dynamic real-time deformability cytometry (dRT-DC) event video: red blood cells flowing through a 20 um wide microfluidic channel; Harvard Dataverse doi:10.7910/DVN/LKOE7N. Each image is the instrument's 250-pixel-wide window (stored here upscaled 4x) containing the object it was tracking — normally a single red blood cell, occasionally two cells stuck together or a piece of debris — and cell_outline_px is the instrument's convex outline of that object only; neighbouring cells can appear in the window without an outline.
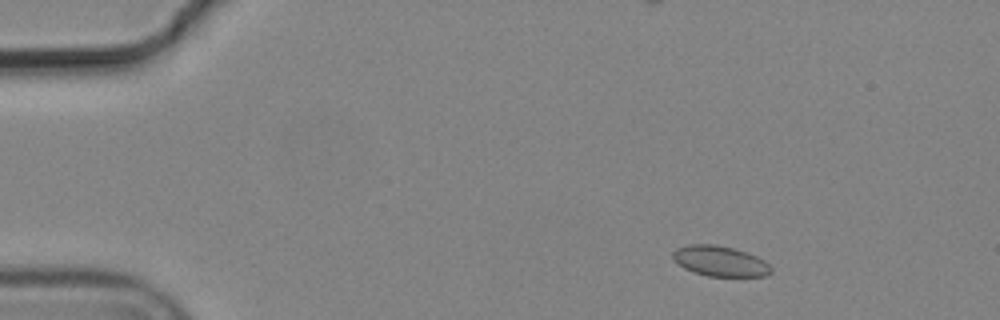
{"species": "common noctule bat (a hibernating species)", "species_latin": "Nyctalus noctula", "temperature_condition": "cold", "stored_images_in_passage": 7, "camera_frame_rate_fps": 3000, "um_per_image_px": 0.085, "animal": {"sex": "male", "body_mass_g": 19.2, "forearm_length_mm": 51.8}, "frame": {"image": 1, "passage_image": 1, "time_ms": 0.0, "image_size_px": [1000, 320], "cell_outline_px": [[772, 272], [764, 276], [708, 276], [692, 272], [684, 268], [672, 256], [672, 252], [676, 248], [688, 244], [716, 244], [732, 248], [756, 256], [764, 260], [772, 268]], "centroid_in_image_um": [61.19, 22.19], "position_along_channel_um": 23.8, "area_um2": 17.28}}
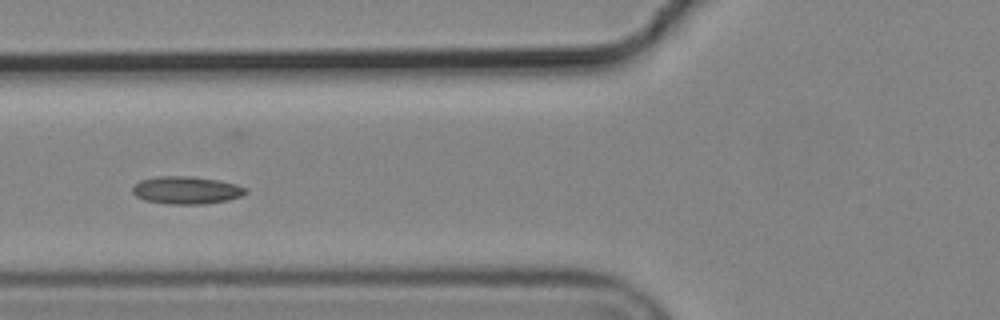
{"frame": {"image": 2, "passage_image": 5, "time_ms": 1.333, "image_size_px": [1000, 320], "cell_outline_px": [[248, 192], [244, 196], [228, 200], [204, 204], [168, 204], [144, 200], [136, 196], [132, 192], [132, 188], [140, 180], [160, 176], [192, 176], [216, 180], [236, 184], [248, 188]], "centroid_in_image_um": [15.88, 16.17], "position_along_channel_um": 109.9, "area_um2": 18.32}}
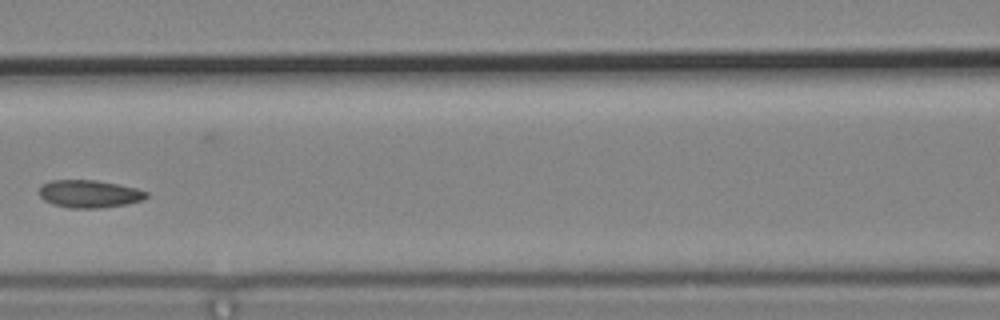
{"frame": {"image": 3, "passage_image": 6, "time_ms": 1.667, "image_size_px": [1000, 320], "cell_outline_px": [[148, 196], [140, 200], [128, 204], [100, 208], [68, 208], [52, 204], [44, 200], [40, 196], [40, 188], [44, 184], [52, 180], [96, 180], [136, 188], [148, 192]], "centroid_in_image_um": [7.59, 16.48], "position_along_channel_um": 159.0, "area_um2": 17.17}}